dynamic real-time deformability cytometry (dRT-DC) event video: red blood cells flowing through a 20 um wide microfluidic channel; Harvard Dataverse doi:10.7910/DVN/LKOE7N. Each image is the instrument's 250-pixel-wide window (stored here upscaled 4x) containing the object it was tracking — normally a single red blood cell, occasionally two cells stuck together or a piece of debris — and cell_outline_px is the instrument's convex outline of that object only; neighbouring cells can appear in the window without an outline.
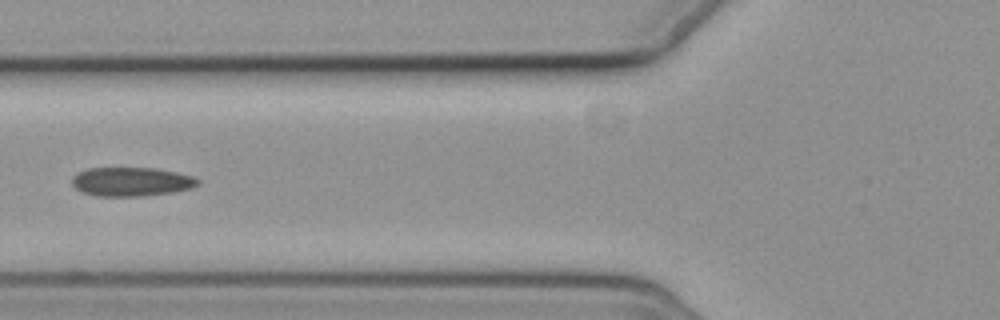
{"species": "common noctule bat (a hibernating species)", "species_latin": "Nyctalus noctula", "temperature_condition": "cold", "stored_images_in_passage": 8, "camera_frame_rate_fps": 3000, "um_per_image_px": 0.085, "animal": {"sex": "female", "body_mass_g": 19.3, "forearm_length_mm": 54.1}, "frame": {"image": 1, "passage_image": 5, "time_ms": 4.667, "image_size_px": [1000, 320], "cell_outline_px": [[200, 184], [192, 188], [172, 192], [140, 196], [96, 196], [84, 192], [76, 188], [72, 184], [72, 176], [88, 168], [160, 168], [192, 176], [200, 180]], "centroid_in_image_um": [11.19, 15.44], "position_along_channel_um": 114.6, "area_um2": 21.21}}
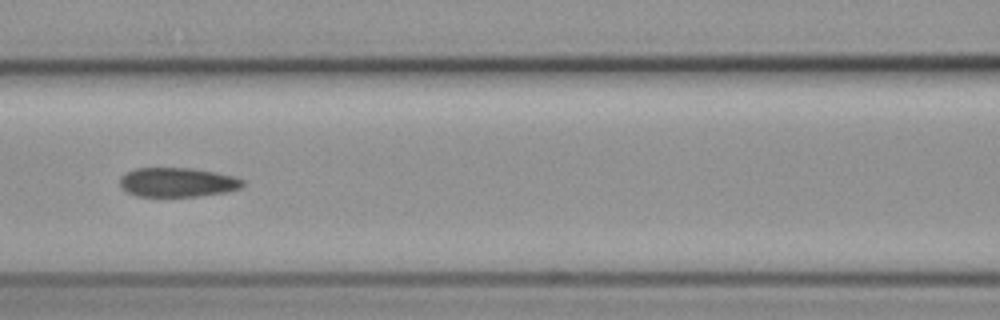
{"frame": {"image": 2, "passage_image": 6, "time_ms": 5.667, "image_size_px": [1000, 320], "cell_outline_px": [[244, 184], [240, 188], [228, 192], [196, 196], [136, 196], [128, 192], [120, 184], [120, 176], [136, 168], [192, 168], [216, 172], [232, 176], [244, 180]], "centroid_in_image_um": [15.11, 15.49], "position_along_channel_um": 151.5, "area_um2": 20.87}}
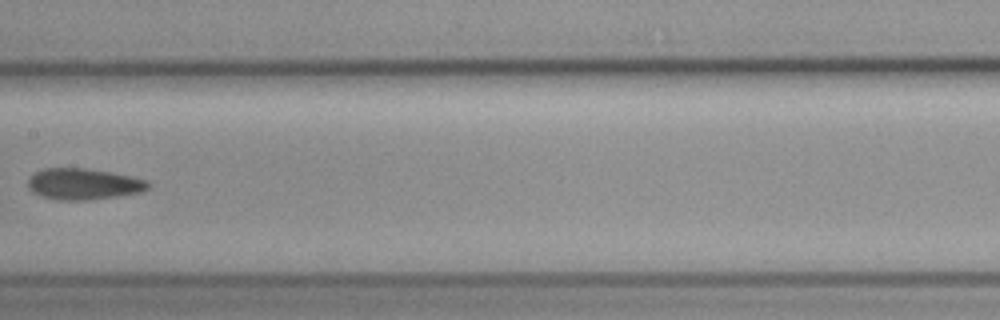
{"frame": {"image": 3, "passage_image": 7, "time_ms": 7.0, "image_size_px": [1000, 320], "cell_outline_px": [[152, 184], [148, 188], [140, 192], [116, 196], [88, 200], [52, 200], [32, 192], [28, 188], [28, 180], [36, 172], [44, 168], [84, 168], [108, 172], [148, 180]], "centroid_in_image_um": [7.08, 15.65], "position_along_channel_um": 200.3, "area_um2": 21.73}}